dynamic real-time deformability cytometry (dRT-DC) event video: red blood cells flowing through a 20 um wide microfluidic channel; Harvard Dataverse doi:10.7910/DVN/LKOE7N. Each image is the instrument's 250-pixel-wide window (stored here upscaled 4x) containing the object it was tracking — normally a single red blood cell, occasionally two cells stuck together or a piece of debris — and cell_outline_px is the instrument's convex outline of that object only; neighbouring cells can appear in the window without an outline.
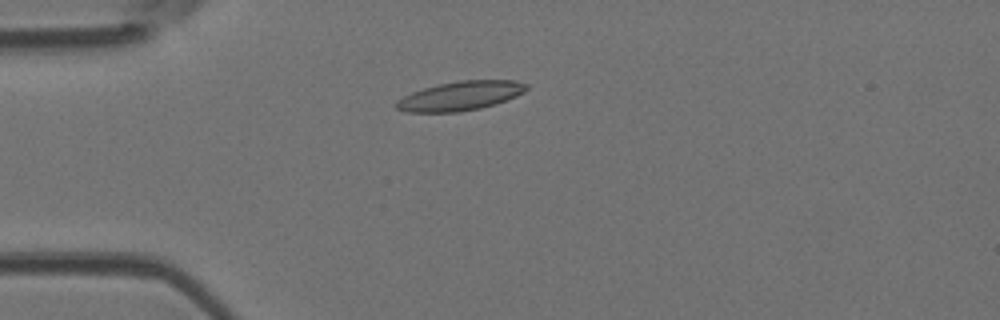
{"species": "Egyptian fruit bat (a non-hibernating species)", "species_latin": "Rousettus aegyptiacus", "temperature_condition": "room temperature", "stored_images_in_passage": 5, "camera_frame_rate_fps": 3000, "um_per_image_px": 0.085, "animal": {"sex": "female"}, "frame": {"image": 1, "passage_image": 4, "time_ms": 1.0, "image_size_px": [1000, 320], "cell_outline_px": [[528, 88], [524, 92], [516, 96], [496, 104], [480, 108], [460, 112], [408, 112], [396, 108], [396, 100], [412, 92], [424, 88], [440, 84], [460, 80], [516, 80], [528, 84]], "centroid_in_image_um": [39.16, 8.15], "position_along_channel_um": 45.8, "area_um2": 22.08}}